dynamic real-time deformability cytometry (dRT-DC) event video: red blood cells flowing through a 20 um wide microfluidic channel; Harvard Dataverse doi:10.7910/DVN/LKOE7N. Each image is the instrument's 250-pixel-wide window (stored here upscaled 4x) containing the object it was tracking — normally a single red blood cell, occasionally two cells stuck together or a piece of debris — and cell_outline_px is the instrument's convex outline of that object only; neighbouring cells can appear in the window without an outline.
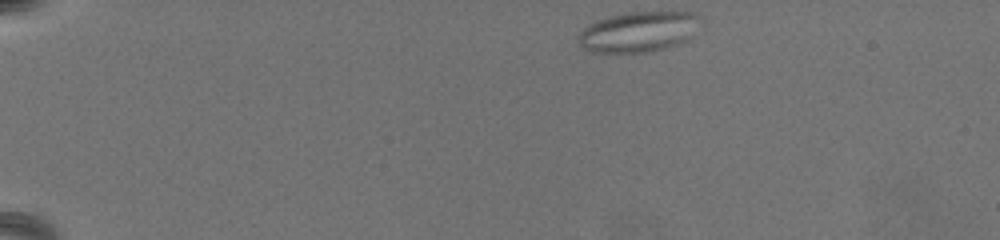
{"species": "common noctule bat (a hibernating species)", "species_latin": "Nyctalus noctula", "temperature_condition": "warm", "stored_images_in_passage": 57, "camera_frame_rate_fps": 3000, "um_per_image_px": 0.085, "animal": {"sex": "female", "body_mass_g": 19.5, "forearm_length_mm": 54.1}, "frame": {"image": 1, "passage_image": 1, "time_ms": 0.0, "image_size_px": [1000, 240], "cell_outline_px": [[704, 28], [688, 40], [676, 44], [644, 52], [592, 52], [584, 48], [576, 40], [576, 36], [584, 28], [600, 20], [624, 12], [696, 12], [700, 16], [704, 24]], "centroid_in_image_um": [54.39, 2.68], "position_along_channel_um": 30.6, "area_um2": 29.02}}
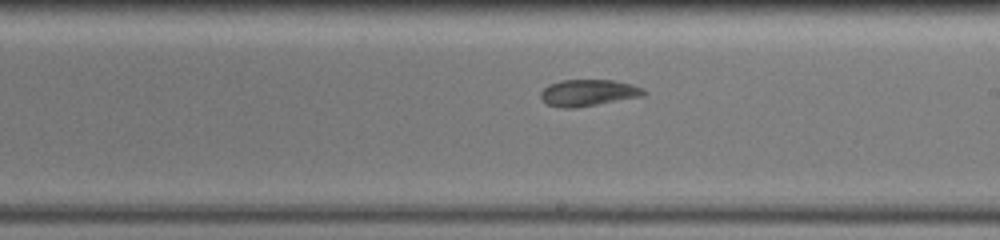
{"frame": {"image": 2, "passage_image": 31, "time_ms": 10.0, "image_size_px": [1000, 240], "cell_outline_px": [[648, 92], [644, 96], [576, 108], [560, 108], [548, 104], [540, 96], [540, 92], [548, 84], [560, 80], [612, 80], [632, 84], [644, 88]], "centroid_in_image_um": [50.03, 7.88], "position_along_channel_um": 239.0, "area_um2": 16.13}}
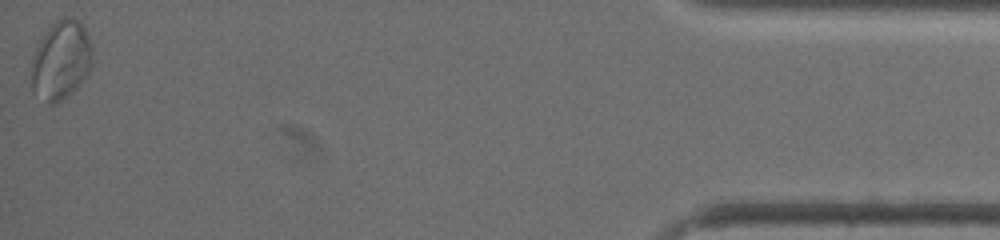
{"frame": {"image": 3, "passage_image": 57, "time_ms": 18.667, "image_size_px": [1000, 240], "cell_outline_px": [[92, 64], [88, 72], [80, 84], [68, 96], [52, 104], [48, 104], [32, 92], [32, 56], [40, 40], [48, 28], [56, 20], [72, 16], [84, 28], [88, 36], [92, 48]], "centroid_in_image_um": [5.18, 5.13], "position_along_channel_um": 430.0, "area_um2": 27.92}, "authors_computed_cell_mechanics": {"area_um2": 21.2704, "velocity_mm_per_s": 3.0867, "shape_relaxation_time_tau1_ms": null, "shape_relaxation_time_tau2_ms": 5.0297, "deformation_change_tau1": null, "deformation_change_tau2": 0.1093}}